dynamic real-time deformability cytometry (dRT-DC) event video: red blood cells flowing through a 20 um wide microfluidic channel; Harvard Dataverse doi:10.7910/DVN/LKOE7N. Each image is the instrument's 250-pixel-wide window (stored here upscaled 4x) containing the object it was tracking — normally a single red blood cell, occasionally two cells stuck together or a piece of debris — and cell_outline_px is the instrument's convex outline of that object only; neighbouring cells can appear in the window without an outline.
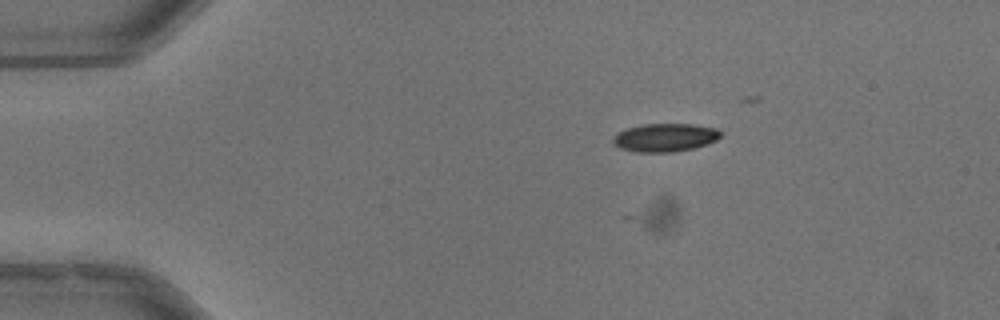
{"species": "common noctule bat (a hibernating species)", "species_latin": "Nyctalus noctula", "temperature_condition": "warm", "stored_images_in_passage": 4, "camera_frame_rate_fps": 3000, "um_per_image_px": 0.085, "animal": {"sex": "male", "body_mass_g": 13.3}, "frame": {"image": 1, "passage_image": 1, "time_ms": 0.0, "image_size_px": [1000, 320], "cell_outline_px": [[724, 132], [716, 140], [708, 144], [692, 148], [672, 152], [636, 152], [620, 148], [612, 140], [612, 136], [616, 132], [628, 128], [644, 124], [692, 124], [716, 128]], "centroid_in_image_um": [56.53, 11.68], "position_along_channel_um": 28.5, "area_um2": 17.74}}